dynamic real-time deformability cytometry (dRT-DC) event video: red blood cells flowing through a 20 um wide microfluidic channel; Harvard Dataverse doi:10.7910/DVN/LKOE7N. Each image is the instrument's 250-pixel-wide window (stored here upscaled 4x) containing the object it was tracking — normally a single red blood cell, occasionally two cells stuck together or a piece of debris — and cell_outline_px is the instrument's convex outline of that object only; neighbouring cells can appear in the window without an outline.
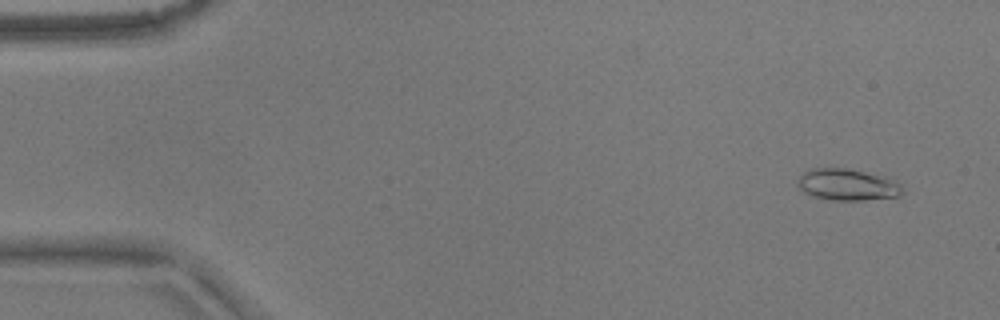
{"species": "common noctule bat (a hibernating species)", "species_latin": "Nyctalus noctula", "temperature_condition": "warm", "stored_images_in_passage": 54, "camera_frame_rate_fps": 3000, "um_per_image_px": 0.085, "animal": {"sex": "male", "body_mass_g": 17.9}, "frame": {"image": 1, "passage_image": 4, "time_ms": 1.0, "image_size_px": [1000, 320], "cell_outline_px": [[904, 192], [896, 196], [864, 200], [828, 200], [812, 196], [804, 192], [800, 188], [800, 176], [804, 172], [812, 168], [848, 168], [888, 176], [900, 184]], "centroid_in_image_um": [72.07, 15.69], "position_along_channel_um": 12.9, "area_um2": 19.31}}
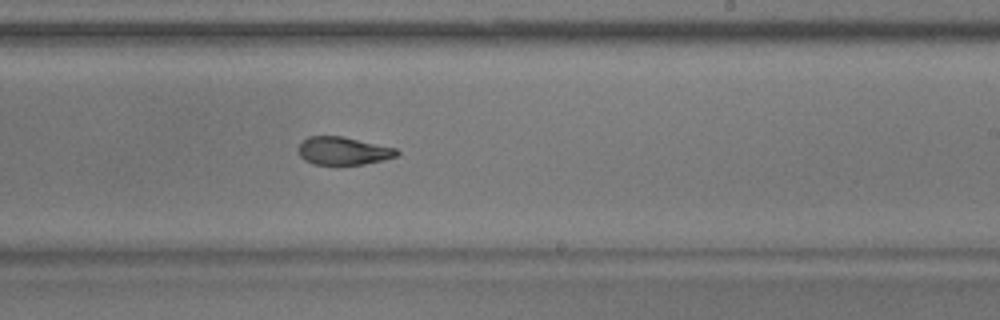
{"frame": {"image": 2, "passage_image": 33, "time_ms": 10.667, "image_size_px": [1000, 320], "cell_outline_px": [[400, 152], [396, 156], [384, 160], [364, 164], [312, 164], [304, 160], [300, 156], [300, 144], [308, 136], [344, 136], [396, 148]], "centroid_in_image_um": [29.2, 12.82], "position_along_channel_um": 259.8, "area_um2": 15.95}}
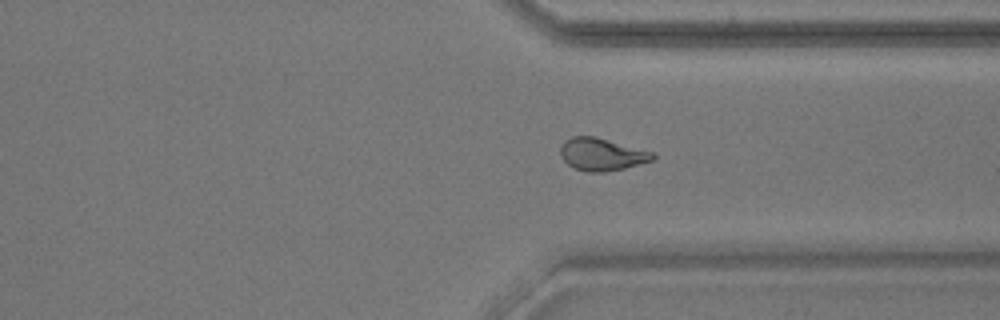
{"frame": {"image": 3, "passage_image": 41, "time_ms": 13.333, "image_size_px": [1000, 320], "cell_outline_px": [[656, 156], [652, 160], [624, 168], [604, 172], [588, 172], [576, 168], [568, 164], [560, 156], [560, 148], [564, 140], [572, 136], [596, 136], [656, 152]], "centroid_in_image_um": [51.16, 13.1], "position_along_channel_um": 360.2, "area_um2": 17.63}, "authors_computed_cell_mechanics": {"area_um2": 17.6001, "velocity_mm_per_s": 3.7578, "shape_relaxation_time_tau1_ms": 10.9491, "shape_relaxation_time_tau2_ms": 1.8406, "deformation_change_tau1": 0.2816, "deformation_change_tau2": 0.087}}